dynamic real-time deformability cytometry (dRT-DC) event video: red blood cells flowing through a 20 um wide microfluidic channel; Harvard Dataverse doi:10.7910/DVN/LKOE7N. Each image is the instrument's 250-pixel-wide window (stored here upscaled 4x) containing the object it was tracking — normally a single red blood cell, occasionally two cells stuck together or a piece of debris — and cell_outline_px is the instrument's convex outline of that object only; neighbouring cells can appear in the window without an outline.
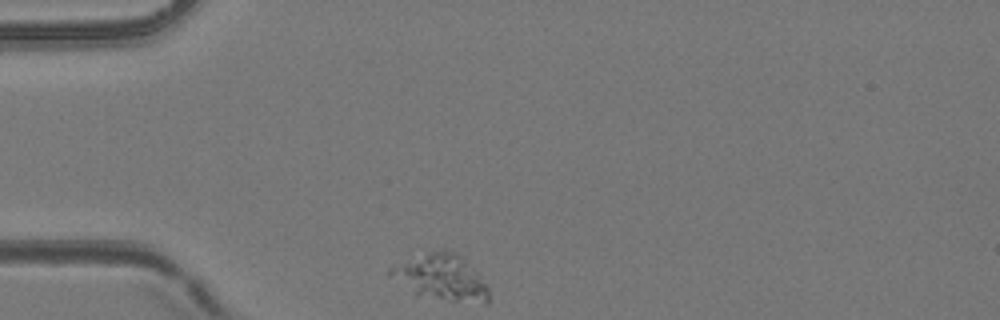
{"species": "common noctule bat (a hibernating species)", "species_latin": "Nyctalus noctula", "temperature_condition": "room temperature", "stored_images_in_passage": 27, "camera_frame_rate_fps": 3000, "um_per_image_px": 0.085, "animal": {"sex": "female", "body_mass_g": 24.6, "forearm_length_mm": 56.2}, "frame": {"image": 1, "passage_image": 1, "time_ms": 0.0, "image_size_px": [1000, 320], "cell_outline_px": [[488, 304], [484, 304], [448, 300], [416, 296], [388, 276], [384, 272], [388, 268], [396, 264], [428, 252], [444, 248], [448, 248], [456, 252], [480, 276], [488, 288]], "centroid_in_image_um": [37.44, 23.58], "position_along_channel_um": 47.6, "area_um2": 26.59}}
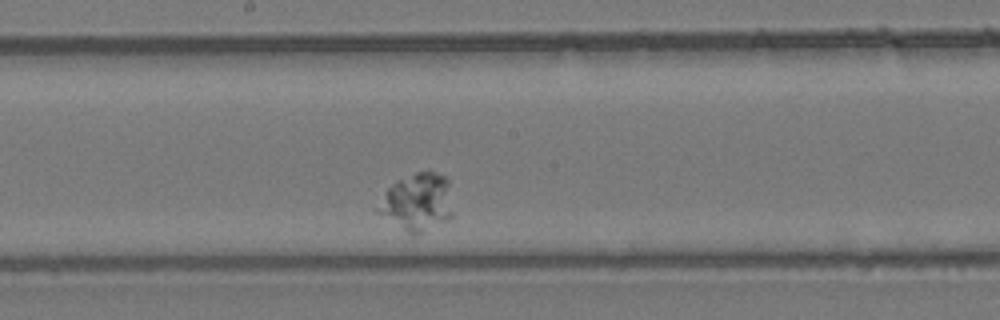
{"frame": {"image": 2, "passage_image": 17, "time_ms": 5.333, "image_size_px": [1000, 320], "cell_outline_px": [[452, 216], [448, 220], [420, 236], [412, 236], [376, 212], [372, 208], [388, 188], [396, 180], [416, 172], [436, 172], [444, 176], [448, 180], [452, 212]], "centroid_in_image_um": [35.43, 17.23], "position_along_channel_um": 212.8, "area_um2": 25.72}}
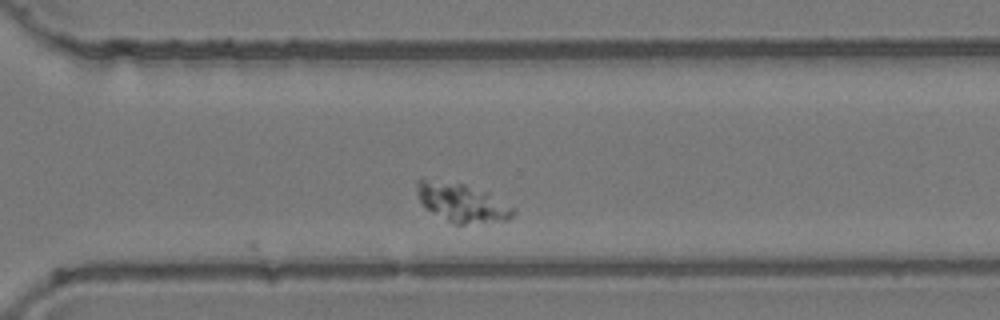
{"frame": {"image": 3, "passage_image": 27, "time_ms": 8.667, "image_size_px": [1000, 320], "cell_outline_px": [[516, 212], [508, 220], [464, 224], [456, 224], [424, 208], [416, 192], [416, 180], [424, 180], [464, 184], [488, 192], [516, 208]], "centroid_in_image_um": [39.3, 17.24], "position_along_channel_um": 331.3, "area_um2": 21.44}}